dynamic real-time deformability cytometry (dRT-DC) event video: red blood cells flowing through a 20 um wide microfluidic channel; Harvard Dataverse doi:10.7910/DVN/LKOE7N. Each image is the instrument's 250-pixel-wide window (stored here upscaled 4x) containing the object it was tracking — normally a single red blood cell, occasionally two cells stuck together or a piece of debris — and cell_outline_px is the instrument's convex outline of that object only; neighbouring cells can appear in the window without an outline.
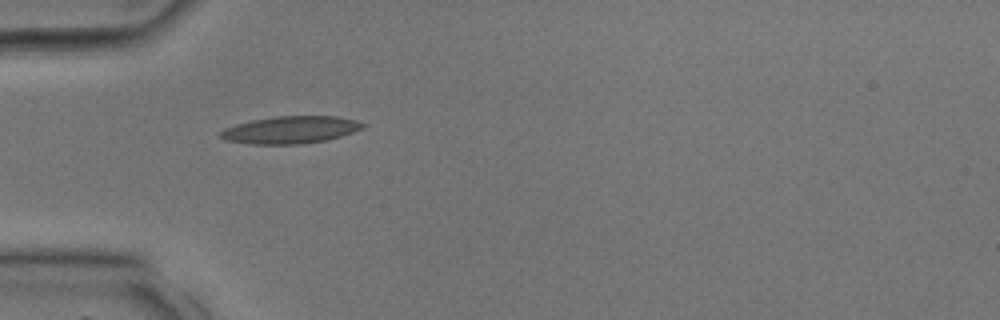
{"species": "common noctule bat (a hibernating species)", "species_latin": "Nyctalus noctula", "temperature_condition": "room temperature", "stored_images_in_passage": 27, "camera_frame_rate_fps": 3000, "um_per_image_px": 0.085, "animal": {"sex": "male", "body_mass_g": 17.9, "forearm_length_mm": 54.2}, "frame": {"image": 1, "passage_image": 1, "time_ms": 0.0, "image_size_px": [1000, 320], "cell_outline_px": [[368, 124], [364, 128], [340, 136], [324, 140], [300, 144], [252, 144], [228, 140], [220, 136], [220, 132], [224, 128], [236, 124], [252, 120], [276, 116], [336, 116], [356, 120]], "centroid_in_image_um": [24.72, 11.02], "position_along_channel_um": 60.3, "area_um2": 22.48}}
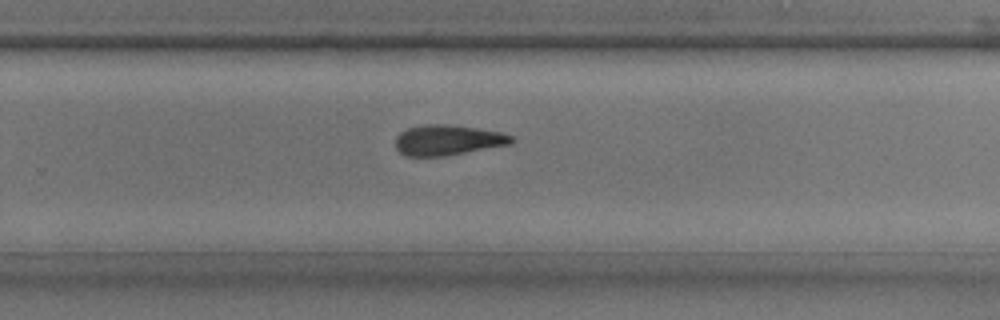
{"frame": {"image": 2, "passage_image": 14, "time_ms": 4.333, "image_size_px": [1000, 320], "cell_outline_px": [[516, 140], [512, 144], [444, 156], [404, 156], [396, 148], [396, 136], [400, 132], [408, 128], [424, 124], [444, 124], [476, 128], [500, 132], [512, 136]], "centroid_in_image_um": [38.06, 11.91], "position_along_channel_um": 291.7, "area_um2": 20.52}}
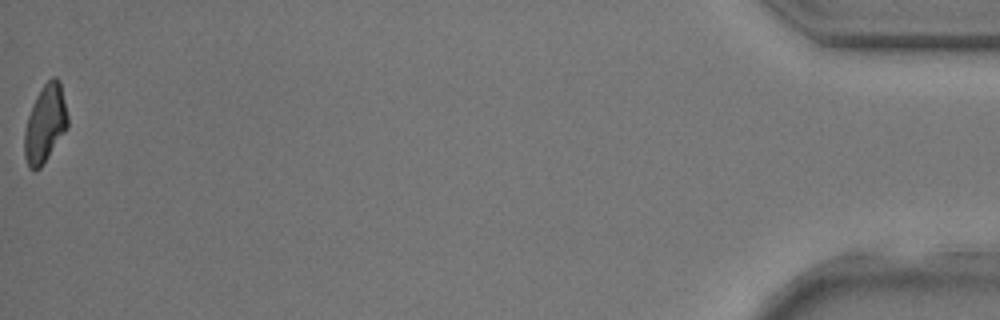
{"frame": {"image": 3, "passage_image": 27, "time_ms": 8.667, "image_size_px": [1000, 320], "cell_outline_px": [[68, 128], [40, 168], [28, 168], [24, 156], [24, 132], [28, 116], [36, 96], [44, 84], [52, 76], [56, 76], [60, 80], [68, 116]], "centroid_in_image_um": [3.85, 10.5], "position_along_channel_um": 431.4, "area_um2": 19.54}}